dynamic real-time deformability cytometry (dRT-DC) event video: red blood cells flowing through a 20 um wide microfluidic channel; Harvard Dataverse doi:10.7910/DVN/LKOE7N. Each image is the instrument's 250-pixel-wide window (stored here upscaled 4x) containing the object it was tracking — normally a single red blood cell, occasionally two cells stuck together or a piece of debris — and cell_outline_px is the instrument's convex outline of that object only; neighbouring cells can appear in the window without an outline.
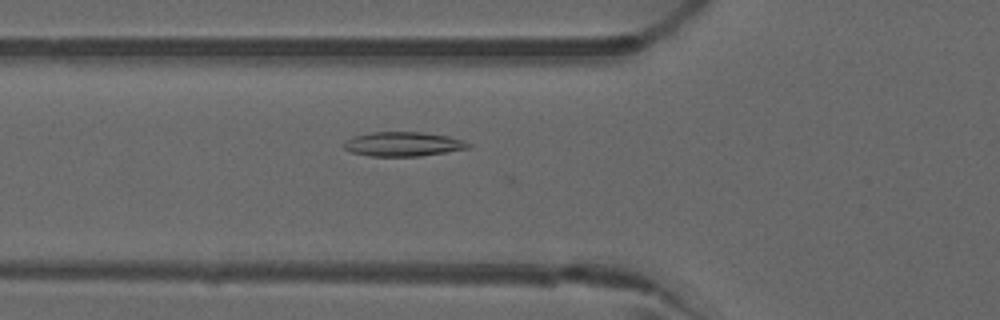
{"species": "common noctule bat (a hibernating species)", "species_latin": "Nyctalus noctula", "temperature_condition": "warm", "stored_images_in_passage": 43, "camera_frame_rate_fps": 3000, "um_per_image_px": 0.085, "animal": {"sex": "male", "forearm_length_mm": 52.5}, "frame": {"image": 1, "passage_image": 11, "time_ms": 3.333, "image_size_px": [1000, 320], "cell_outline_px": [[472, 144], [468, 148], [420, 156], [368, 156], [352, 152], [344, 148], [340, 144], [352, 136], [372, 132], [424, 132], [448, 136], [464, 140]], "centroid_in_image_um": [34.23, 12.24], "position_along_channel_um": 91.6, "area_um2": 17.74}}
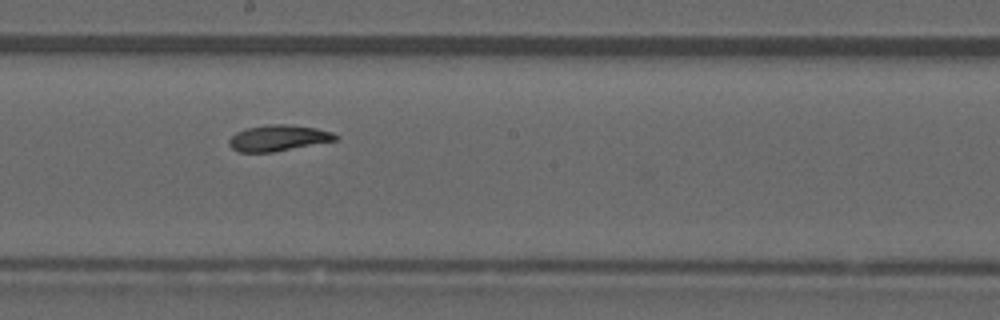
{"frame": {"image": 2, "passage_image": 21, "time_ms": 6.667, "image_size_px": [1000, 320], "cell_outline_px": [[340, 140], [272, 152], [240, 152], [232, 148], [228, 144], [228, 140], [236, 132], [244, 128], [268, 124], [288, 124], [316, 128], [332, 132], [340, 136]], "centroid_in_image_um": [23.68, 11.72], "position_along_channel_um": 224.5, "area_um2": 16.36}}
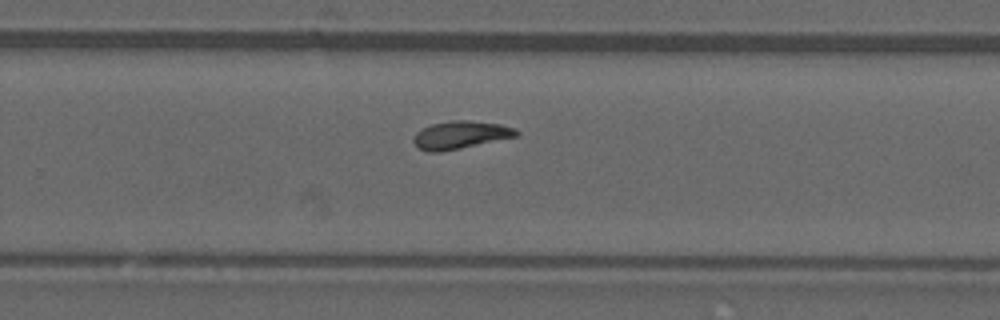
{"frame": {"image": 3, "passage_image": 26, "time_ms": 8.333, "image_size_px": [1000, 320], "cell_outline_px": [[520, 132], [516, 136], [460, 148], [440, 152], [428, 152], [420, 148], [412, 140], [416, 132], [432, 124], [452, 120], [468, 120], [500, 124], [516, 128]], "centroid_in_image_um": [39.14, 11.46], "position_along_channel_um": 290.7, "area_um2": 16.42}}